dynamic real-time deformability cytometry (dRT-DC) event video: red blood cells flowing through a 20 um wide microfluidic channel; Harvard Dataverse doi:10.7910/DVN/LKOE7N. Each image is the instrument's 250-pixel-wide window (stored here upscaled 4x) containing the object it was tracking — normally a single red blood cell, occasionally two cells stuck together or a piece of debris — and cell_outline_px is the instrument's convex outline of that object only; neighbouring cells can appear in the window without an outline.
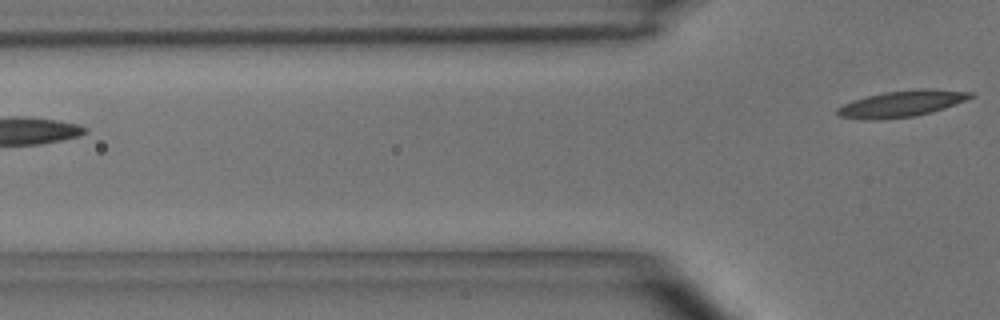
{"species": "common noctule bat (a hibernating species)", "species_latin": "Nyctalus noctula", "temperature_condition": "room temperature", "stored_images_in_passage": 2, "camera_frame_rate_fps": 3000, "um_per_image_px": 0.085, "animal": {"sex": "male", "body_mass_g": 15.6}, "frame": {"image": 1, "passage_image": 2, "time_ms": 1.333, "image_size_px": [1000, 320], "cell_outline_px": [[976, 96], [944, 108], [932, 112], [916, 116], [880, 120], [864, 120], [836, 116], [836, 108], [844, 104], [868, 96], [884, 92], [916, 88], [932, 88], [972, 92]], "centroid_in_image_um": [76.65, 8.82], "position_along_channel_um": 49.2, "area_um2": 20.69}}